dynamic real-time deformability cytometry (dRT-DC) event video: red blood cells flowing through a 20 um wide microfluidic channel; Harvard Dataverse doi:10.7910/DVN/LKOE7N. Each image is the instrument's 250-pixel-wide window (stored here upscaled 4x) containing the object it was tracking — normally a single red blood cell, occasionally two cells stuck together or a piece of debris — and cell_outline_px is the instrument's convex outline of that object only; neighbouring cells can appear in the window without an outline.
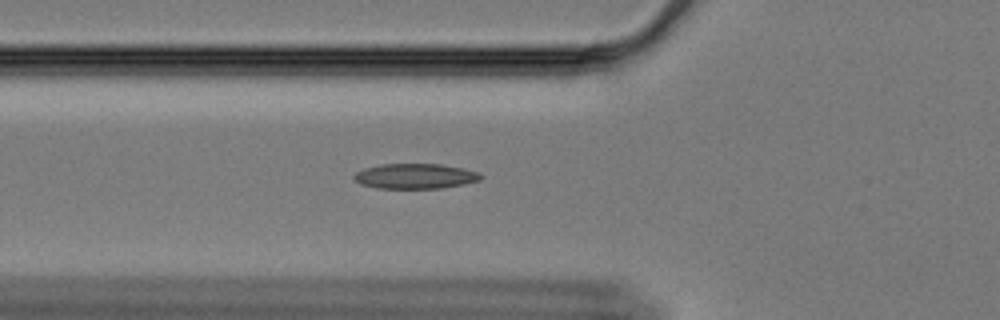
{"species": "Egyptian fruit bat (a non-hibernating species)", "species_latin": "Rousettus aegyptiacus", "temperature_condition": "cold", "stored_images_in_passage": 60, "camera_frame_rate_fps": 3000, "um_per_image_px": 0.085, "animal": {"sex": "female"}, "frame": {"image": 1, "passage_image": 22, "time_ms": 7.0, "image_size_px": [1000, 320], "cell_outline_px": [[484, 176], [480, 180], [464, 184], [440, 188], [376, 188], [360, 184], [352, 176], [356, 172], [364, 168], [380, 164], [440, 164], [464, 168], [480, 172]], "centroid_in_image_um": [35.31, 14.97], "position_along_channel_um": 90.5, "area_um2": 18.67}}
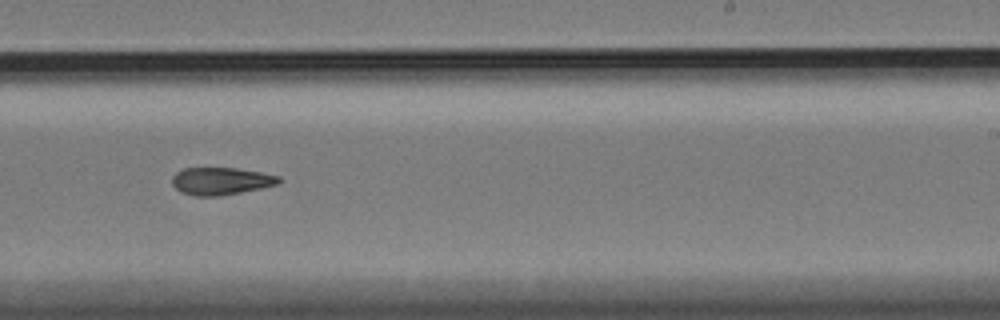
{"frame": {"image": 2, "passage_image": 38, "time_ms": 12.333, "image_size_px": [1000, 320], "cell_outline_px": [[284, 180], [280, 184], [220, 196], [196, 196], [180, 192], [172, 184], [172, 176], [176, 172], [184, 168], [236, 168], [260, 172], [280, 176]], "centroid_in_image_um": [18.8, 15.39], "position_along_channel_um": 270.2, "area_um2": 17.17}}
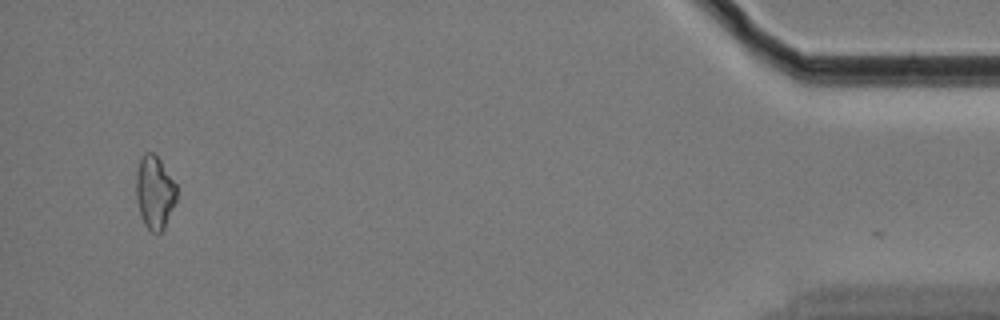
{"frame": {"image": 3, "passage_image": 58, "time_ms": 19.0, "image_size_px": [1000, 320], "cell_outline_px": [[176, 200], [164, 228], [160, 232], [152, 232], [144, 224], [136, 200], [136, 172], [140, 156], [144, 152], [152, 152], [160, 160], [176, 184]], "centroid_in_image_um": [13.12, 16.32], "position_along_channel_um": 422.1, "area_um2": 17.17}}